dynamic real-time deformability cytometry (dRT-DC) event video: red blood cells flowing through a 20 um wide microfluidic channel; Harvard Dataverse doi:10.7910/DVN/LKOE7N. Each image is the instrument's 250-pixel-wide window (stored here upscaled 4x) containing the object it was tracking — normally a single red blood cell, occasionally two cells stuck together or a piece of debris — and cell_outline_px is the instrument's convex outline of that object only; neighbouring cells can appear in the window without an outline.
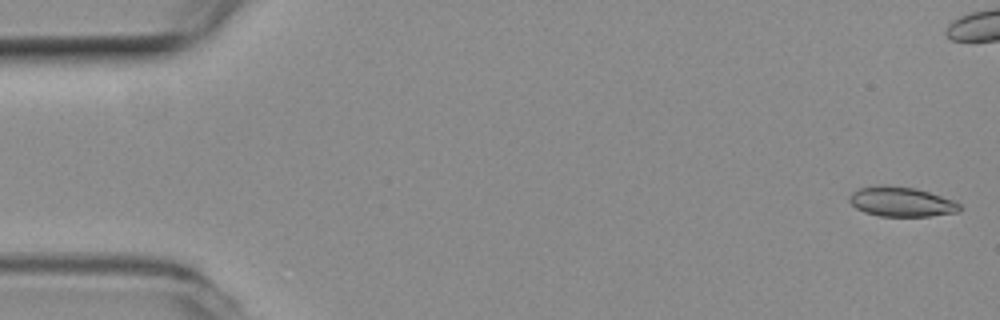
{"species": "common noctule bat (a hibernating species)", "species_latin": "Nyctalus noctula", "temperature_condition": "room temperature", "stored_images_in_passage": 54, "camera_frame_rate_fps": 3000, "um_per_image_px": 0.085, "animal": {"sex": "female", "body_mass_g": 19.3, "forearm_length_mm": 54.1}, "frame": {"image": 1, "passage_image": 1, "time_ms": 0.0, "image_size_px": [1000, 320], "cell_outline_px": [[964, 208], [960, 212], [928, 216], [880, 216], [864, 212], [856, 208], [848, 200], [848, 196], [852, 192], [860, 188], [916, 188], [956, 200]], "centroid_in_image_um": [76.71, 17.2], "position_along_channel_um": 8.3, "area_um2": 18.61}}
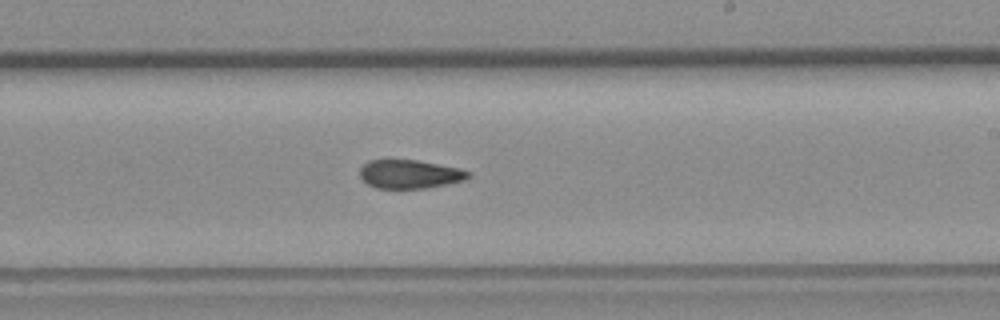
{"frame": {"image": 2, "passage_image": 31, "time_ms": 10.0, "image_size_px": [1000, 320], "cell_outline_px": [[472, 176], [468, 180], [428, 188], [376, 188], [368, 184], [360, 176], [360, 168], [368, 160], [416, 160], [460, 168], [472, 172]], "centroid_in_image_um": [34.9, 14.8], "position_along_channel_um": 254.1, "area_um2": 18.26}}
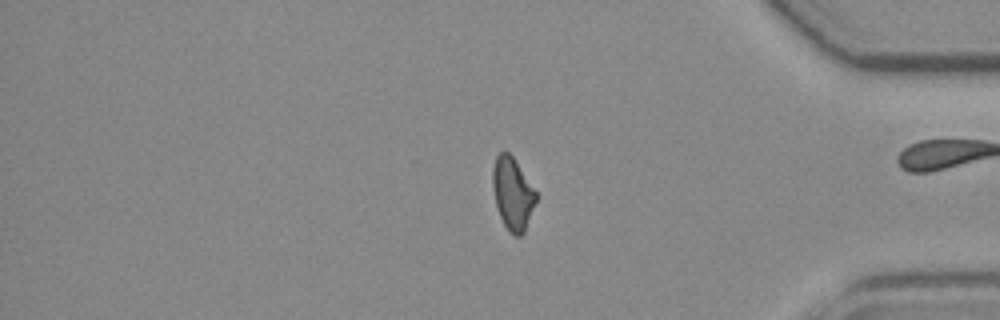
{"frame": {"image": 3, "passage_image": 44, "time_ms": 14.333, "image_size_px": [1000, 320], "cell_outline_px": [[536, 200], [524, 232], [520, 236], [516, 236], [508, 232], [496, 208], [492, 184], [492, 172], [496, 156], [500, 152], [508, 152], [512, 156], [536, 192]], "centroid_in_image_um": [43.54, 16.48], "position_along_channel_um": 391.7, "area_um2": 17.98}, "authors_computed_cell_mechanics": {"area_um2": 18.9584, "velocity_mm_per_s": 3.8048, "shape_relaxation_time_tau1_ms": null, "shape_relaxation_time_tau2_ms": 2.9843, "deformation_change_tau1": null, "deformation_change_tau2": 0.0972}}